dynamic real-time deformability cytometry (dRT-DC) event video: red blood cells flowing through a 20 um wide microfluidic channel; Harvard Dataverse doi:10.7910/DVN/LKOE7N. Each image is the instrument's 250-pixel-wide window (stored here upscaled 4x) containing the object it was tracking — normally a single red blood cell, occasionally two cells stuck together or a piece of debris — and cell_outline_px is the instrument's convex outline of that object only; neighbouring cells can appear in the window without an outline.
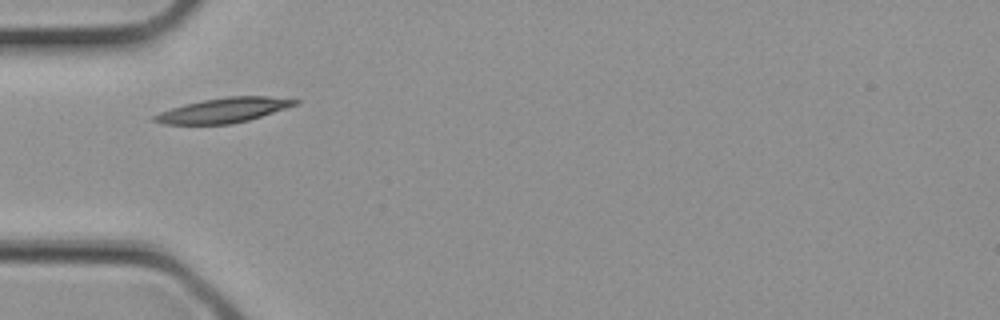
{"species": "common noctule bat (a hibernating species)", "species_latin": "Nyctalus noctula", "temperature_condition": "cold", "stored_images_in_passage": 1, "camera_frame_rate_fps": 3000, "um_per_image_px": 0.085, "animal": {"sex": "female", "body_mass_g": 21.9}, "frame": {"image": 1, "passage_image": 1, "time_ms": 0.0, "image_size_px": [1000, 320], "cell_outline_px": [[300, 104], [248, 120], [232, 124], [164, 124], [152, 120], [152, 116], [160, 112], [184, 104], [204, 100], [228, 96], [268, 96], [300, 100]], "centroid_in_image_um": [19.03, 9.37], "position_along_channel_um": 66.0, "area_um2": 20.23}}